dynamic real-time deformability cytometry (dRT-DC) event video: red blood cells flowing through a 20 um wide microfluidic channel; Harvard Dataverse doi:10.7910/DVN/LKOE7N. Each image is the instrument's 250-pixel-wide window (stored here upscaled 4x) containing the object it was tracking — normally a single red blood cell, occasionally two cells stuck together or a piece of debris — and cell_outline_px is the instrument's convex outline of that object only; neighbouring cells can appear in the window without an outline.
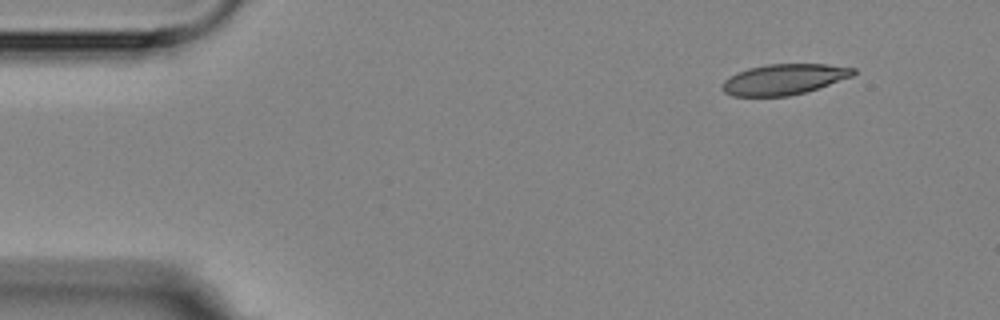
{"species": "Egyptian fruit bat (a non-hibernating species)", "species_latin": "Rousettus aegyptiacus", "temperature_condition": "room temperature", "stored_images_in_passage": 3, "camera_frame_rate_fps": 3000, "um_per_image_px": 0.085, "animal": {"sex": "female"}, "frame": {"image": 1, "passage_image": 1, "time_ms": 0.0, "image_size_px": [1000, 320], "cell_outline_px": [[856, 72], [852, 76], [804, 92], [788, 96], [732, 96], [724, 92], [720, 88], [720, 84], [728, 76], [736, 72], [748, 68], [768, 64], [828, 64], [856, 68]], "centroid_in_image_um": [66.57, 6.73], "position_along_channel_um": 18.4, "area_um2": 23.41}}